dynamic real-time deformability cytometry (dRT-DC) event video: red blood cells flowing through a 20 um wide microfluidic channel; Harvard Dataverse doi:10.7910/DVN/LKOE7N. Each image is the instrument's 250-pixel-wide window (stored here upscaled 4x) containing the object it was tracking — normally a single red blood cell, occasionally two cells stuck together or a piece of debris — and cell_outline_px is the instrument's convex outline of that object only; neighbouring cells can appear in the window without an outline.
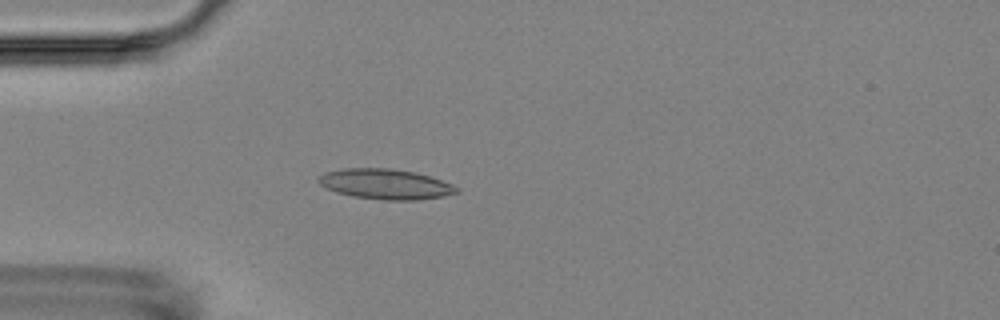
{"species": "Egyptian fruit bat (a non-hibernating species)", "species_latin": "Rousettus aegyptiacus", "temperature_condition": "room temperature", "stored_images_in_passage": 4, "camera_frame_rate_fps": 3000, "um_per_image_px": 0.085, "animal": {"sex": "female"}, "frame": {"image": 1, "passage_image": 4, "time_ms": 3.333, "image_size_px": [1000, 320], "cell_outline_px": [[460, 192], [444, 196], [416, 200], [384, 200], [352, 196], [336, 192], [320, 184], [320, 176], [324, 172], [344, 168], [388, 168], [416, 172], [452, 184], [460, 188]], "centroid_in_image_um": [32.8, 15.65], "position_along_channel_um": 52.2, "area_um2": 24.22}}